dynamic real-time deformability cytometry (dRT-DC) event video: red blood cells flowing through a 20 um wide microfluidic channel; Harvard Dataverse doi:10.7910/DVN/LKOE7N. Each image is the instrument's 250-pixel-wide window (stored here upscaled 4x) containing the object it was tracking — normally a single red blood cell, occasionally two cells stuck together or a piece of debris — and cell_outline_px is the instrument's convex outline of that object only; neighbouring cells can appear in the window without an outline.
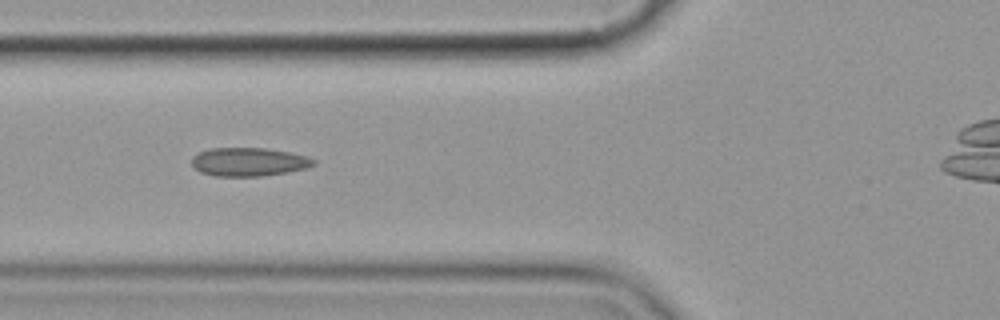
{"species": "common noctule bat (a hibernating species)", "species_latin": "Nyctalus noctula", "temperature_condition": "cold", "stored_images_in_passage": 8, "camera_frame_rate_fps": 3000, "um_per_image_px": 0.085, "animal": {"sex": "female", "body_mass_g": 19.9}, "frame": {"image": 1, "passage_image": 7, "time_ms": 7.0, "image_size_px": [1000, 320], "cell_outline_px": [[316, 164], [308, 168], [288, 172], [264, 176], [212, 176], [200, 172], [192, 164], [192, 156], [208, 148], [264, 148], [288, 152], [308, 156], [316, 160]], "centroid_in_image_um": [21.17, 13.76], "position_along_channel_um": 104.6, "area_um2": 20.4}}
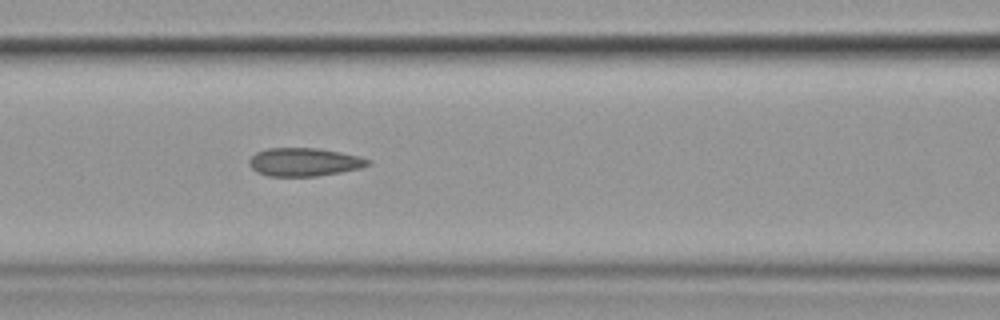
{"frame": {"image": 2, "passage_image": 8, "time_ms": 8.0, "image_size_px": [1000, 320], "cell_outline_px": [[372, 164], [360, 168], [340, 172], [316, 176], [268, 176], [256, 172], [248, 164], [248, 160], [256, 152], [268, 148], [316, 148], [340, 152], [360, 156], [372, 160]], "centroid_in_image_um": [25.86, 13.77], "position_along_channel_um": 140.7, "area_um2": 19.65}}